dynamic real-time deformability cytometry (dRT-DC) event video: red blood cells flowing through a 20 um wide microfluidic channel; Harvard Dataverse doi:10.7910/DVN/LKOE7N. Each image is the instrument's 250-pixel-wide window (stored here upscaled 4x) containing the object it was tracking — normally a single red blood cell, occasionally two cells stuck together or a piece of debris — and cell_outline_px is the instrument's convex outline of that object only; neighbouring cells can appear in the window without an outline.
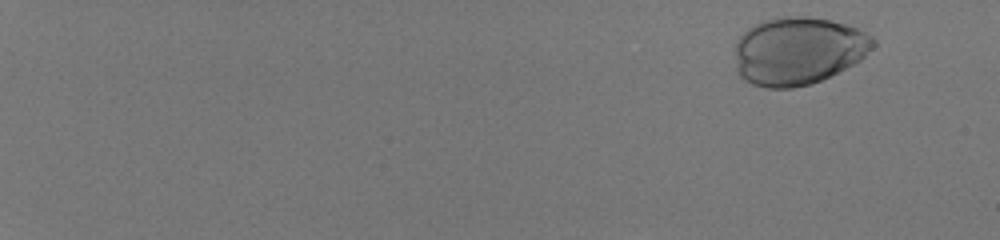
{"species": "human", "species_latin": "Homo sapiens", "temperature_condition": "room temperature", "stored_images_in_passage": 46, "camera_frame_rate_fps": 3000, "um_per_image_px": 0.085, "donor": {"sex": "male"}, "frame": {"image": 1, "passage_image": 4, "time_ms": 1.0, "image_size_px": [1000, 240], "cell_outline_px": [[876, 44], [860, 60], [812, 84], [792, 88], [768, 88], [752, 84], [744, 80], [736, 72], [736, 44], [740, 36], [748, 28], [764, 20], [784, 16], [808, 16], [828, 20], [844, 24], [856, 28], [872, 36], [876, 40]], "centroid_in_image_um": [67.83, 4.32], "position_along_channel_um": 17.2, "area_um2": 54.39}}
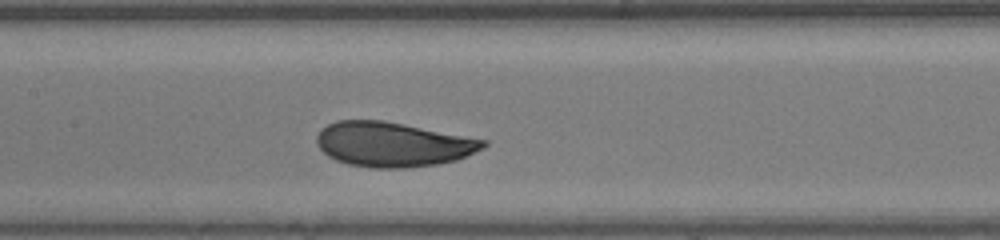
{"frame": {"image": 2, "passage_image": 27, "time_ms": 8.667, "image_size_px": [1000, 240], "cell_outline_px": [[488, 144], [484, 148], [456, 160], [436, 164], [404, 168], [372, 168], [348, 164], [336, 160], [328, 156], [316, 144], [316, 136], [328, 124], [336, 120], [384, 120], [488, 140]], "centroid_in_image_um": [33.4, 12.26], "position_along_channel_um": 174.0, "area_um2": 43.35}}
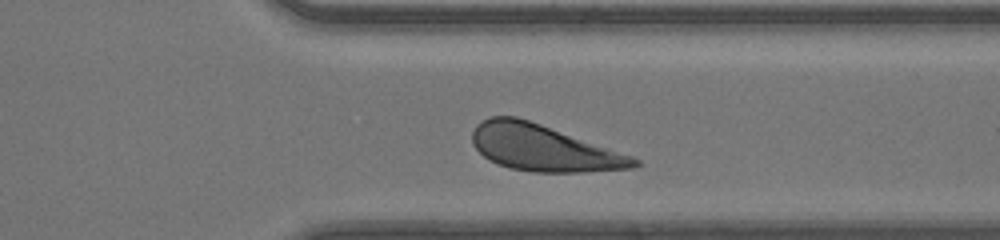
{"frame": {"image": 3, "passage_image": 41, "time_ms": 13.333, "image_size_px": [1000, 240], "cell_outline_px": [[640, 164], [632, 168], [584, 172], [532, 172], [508, 168], [484, 156], [472, 144], [472, 132], [476, 124], [480, 120], [492, 116], [516, 116], [540, 124], [632, 156], [640, 160]], "centroid_in_image_um": [46.15, 12.58], "position_along_channel_um": 365.2, "area_um2": 43.18}}